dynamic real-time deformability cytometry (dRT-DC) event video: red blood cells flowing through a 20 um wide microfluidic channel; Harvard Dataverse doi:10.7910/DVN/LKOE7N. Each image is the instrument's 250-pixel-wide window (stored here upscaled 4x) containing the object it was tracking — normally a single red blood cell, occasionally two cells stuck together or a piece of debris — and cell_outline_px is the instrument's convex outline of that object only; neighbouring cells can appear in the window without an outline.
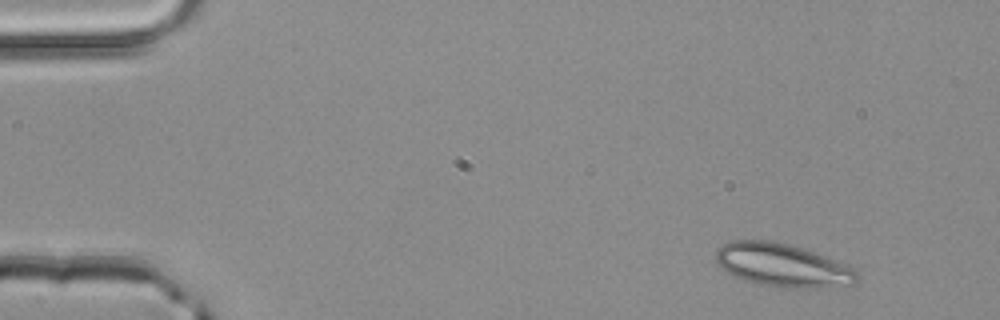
{"species": "common noctule bat (a hibernating species)", "species_latin": "Nyctalus noctula", "temperature_condition": "room temperature", "stored_images_in_passage": 3, "camera_frame_rate_fps": 3000, "um_per_image_px": 0.085, "animal": {"sex": "male", "body_mass_g": 20.4}, "frame": {"image": 1, "passage_image": 1, "time_ms": 0.0, "image_size_px": [1000, 320], "cell_outline_px": [[860, 276], [852, 284], [836, 288], [784, 288], [760, 284], [744, 280], [728, 272], [716, 260], [716, 248], [732, 240], [772, 240], [804, 248], [824, 256], [852, 268]], "centroid_in_image_um": [66.53, 22.55], "position_along_channel_um": 18.5, "area_um2": 35.49}}